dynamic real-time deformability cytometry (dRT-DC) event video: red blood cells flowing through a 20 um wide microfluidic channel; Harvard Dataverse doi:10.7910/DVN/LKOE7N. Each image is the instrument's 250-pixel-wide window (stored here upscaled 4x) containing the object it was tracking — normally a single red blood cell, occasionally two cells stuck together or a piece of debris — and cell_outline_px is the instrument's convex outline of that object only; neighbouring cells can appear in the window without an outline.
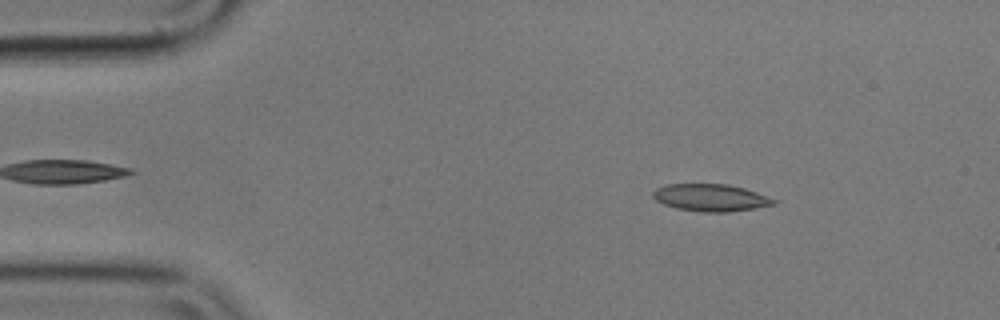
{"species": "common noctule bat (a hibernating species)", "species_latin": "Nyctalus noctula", "temperature_condition": "cold", "stored_images_in_passage": 46, "camera_frame_rate_fps": 3000, "um_per_image_px": 0.085, "animal": {"sex": "male", "body_mass_g": 17.9}, "frame": {"image": 1, "passage_image": 7, "time_ms": 2.0, "image_size_px": [1000, 320], "cell_outline_px": [[780, 200], [776, 204], [728, 212], [704, 212], [676, 208], [664, 204], [656, 200], [652, 196], [652, 192], [656, 188], [664, 184], [728, 184], [744, 188]], "centroid_in_image_um": [60.41, 16.79], "position_along_channel_um": 24.6, "area_um2": 19.19}}
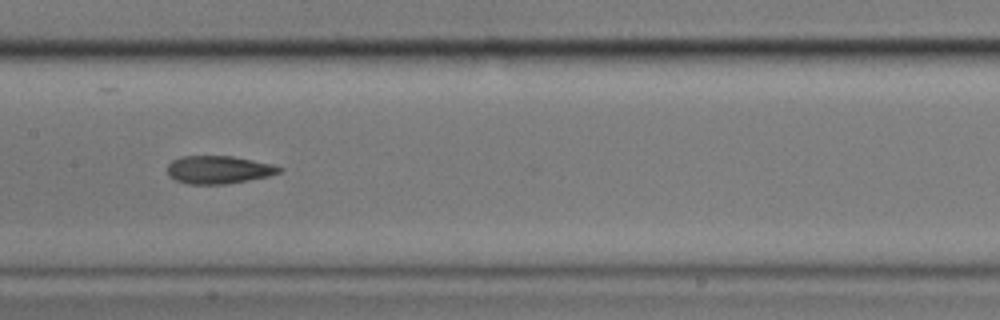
{"frame": {"image": 2, "passage_image": 26, "time_ms": 8.333, "image_size_px": [1000, 320], "cell_outline_px": [[284, 168], [280, 172], [268, 176], [248, 180], [224, 184], [188, 184], [176, 180], [168, 176], [168, 164], [172, 160], [180, 156], [232, 156], [272, 164]], "centroid_in_image_um": [18.56, 14.42], "position_along_channel_um": 188.8, "area_um2": 18.15}}
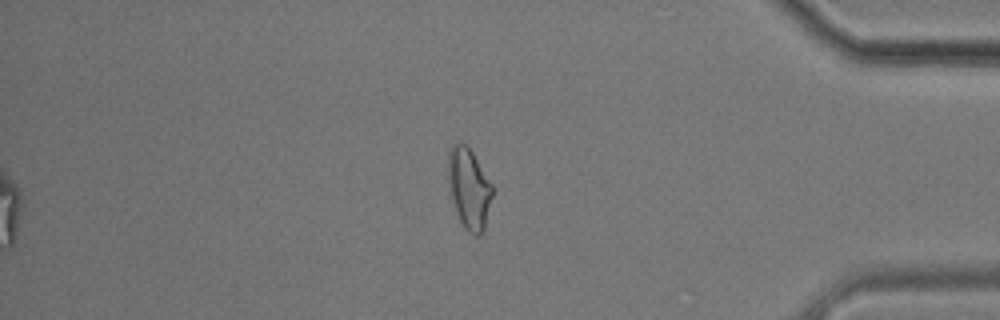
{"frame": {"image": 3, "passage_image": 46, "time_ms": 15.0, "image_size_px": [1000, 320], "cell_outline_px": [[492, 196], [484, 232], [480, 236], [476, 236], [468, 232], [464, 228], [456, 212], [452, 196], [448, 176], [448, 152], [452, 144], [464, 144], [472, 152], [492, 184]], "centroid_in_image_um": [39.88, 16.06], "position_along_channel_um": 395.3, "area_um2": 20.52}, "authors_computed_cell_mechanics": {"area_um2": 18.8139, "velocity_mm_per_s": 3.5619, "shape_relaxation_time_tau1_ms": 7.2807, "shape_relaxation_time_tau2_ms": 1.7169, "deformation_change_tau1": 0.194, "deformation_change_tau2": 0.091}}